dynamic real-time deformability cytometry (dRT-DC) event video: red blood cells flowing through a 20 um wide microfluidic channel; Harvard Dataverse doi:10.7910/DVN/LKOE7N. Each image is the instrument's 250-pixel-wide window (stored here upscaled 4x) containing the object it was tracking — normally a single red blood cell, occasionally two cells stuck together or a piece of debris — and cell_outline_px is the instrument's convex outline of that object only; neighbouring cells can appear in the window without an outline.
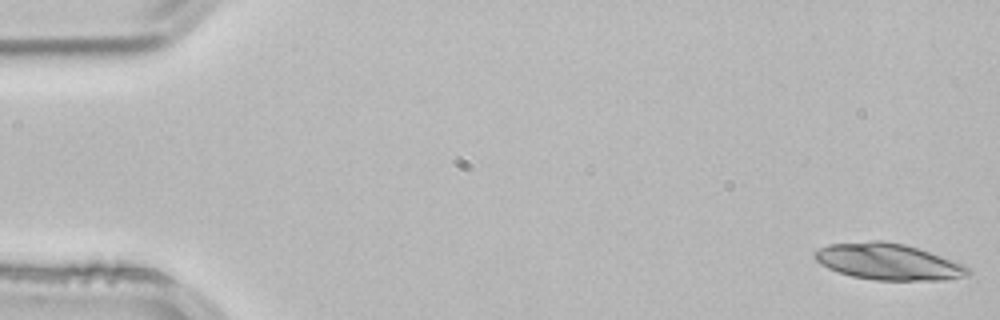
{"species": "common noctule bat (a hibernating species)", "species_latin": "Nyctalus noctula", "temperature_condition": "room temperature", "stored_images_in_passage": 27, "camera_frame_rate_fps": 3000, "um_per_image_px": 0.085, "animal": {"sex": "male", "body_mass_g": 21.5, "forearm_length_mm": 52.0}, "frame": {"image": 1, "passage_image": 1, "time_ms": 0.0, "image_size_px": [1000, 320], "cell_outline_px": [[972, 272], [968, 276], [944, 280], [876, 280], [852, 276], [828, 268], [820, 264], [812, 256], [820, 248], [828, 244], [872, 240], [884, 240], [904, 244], [964, 264]], "centroid_in_image_um": [75.5, 22.24], "position_along_channel_um": 9.5, "area_um2": 32.37}}